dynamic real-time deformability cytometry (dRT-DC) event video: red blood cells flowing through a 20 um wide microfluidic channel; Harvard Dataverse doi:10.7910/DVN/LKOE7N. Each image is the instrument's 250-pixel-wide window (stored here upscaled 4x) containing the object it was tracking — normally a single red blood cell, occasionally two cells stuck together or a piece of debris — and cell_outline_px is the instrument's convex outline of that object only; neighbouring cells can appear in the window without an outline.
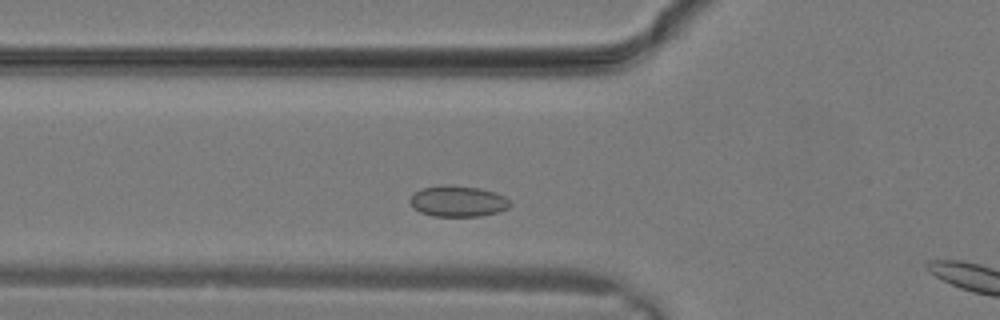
{"species": "common noctule bat (a hibernating species)", "species_latin": "Nyctalus noctula", "temperature_condition": "warm", "stored_images_in_passage": 3, "camera_frame_rate_fps": 3000, "um_per_image_px": 0.085, "animal": {"sex": "male", "body_mass_g": 19.2, "forearm_length_mm": 51.8}, "frame": {"image": 1, "passage_image": 2, "time_ms": 0.333, "image_size_px": [1000, 320], "cell_outline_px": [[512, 204], [508, 208], [500, 212], [480, 216], [432, 216], [420, 212], [408, 200], [420, 188], [476, 188], [496, 192], [504, 196]], "centroid_in_image_um": [38.98, 17.16], "position_along_channel_um": 86.8, "area_um2": 17.22}}